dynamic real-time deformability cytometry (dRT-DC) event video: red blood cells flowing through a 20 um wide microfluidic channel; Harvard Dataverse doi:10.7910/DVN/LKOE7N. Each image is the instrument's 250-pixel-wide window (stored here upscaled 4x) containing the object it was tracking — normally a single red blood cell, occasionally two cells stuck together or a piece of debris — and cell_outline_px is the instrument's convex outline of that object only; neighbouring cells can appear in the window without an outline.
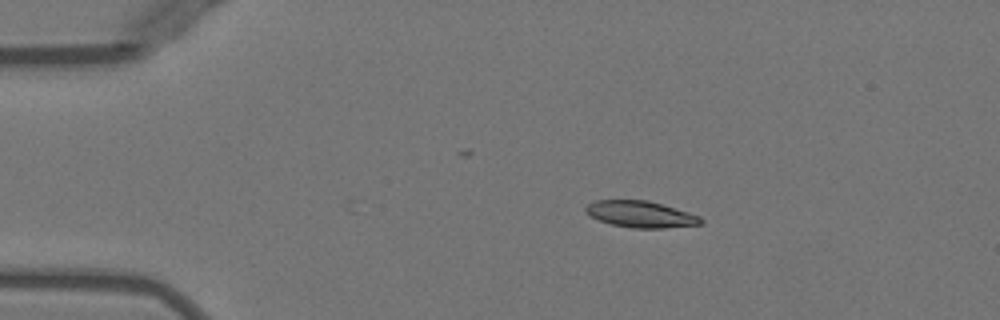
{"species": "Egyptian fruit bat (a non-hibernating species)", "species_latin": "Rousettus aegyptiacus", "temperature_condition": "warm", "stored_images_in_passage": 15, "camera_frame_rate_fps": 3000, "um_per_image_px": 0.085, "animal": {"sex": "female"}, "frame": {"image": 1, "passage_image": 15, "time_ms": 4.667, "image_size_px": [1000, 320], "cell_outline_px": [[704, 224], [664, 228], [632, 228], [612, 224], [588, 216], [584, 212], [584, 208], [588, 204], [596, 200], [648, 200], [688, 212], [700, 216], [704, 220]], "centroid_in_image_um": [54.45, 18.21], "position_along_channel_um": 30.5, "area_um2": 17.86}}